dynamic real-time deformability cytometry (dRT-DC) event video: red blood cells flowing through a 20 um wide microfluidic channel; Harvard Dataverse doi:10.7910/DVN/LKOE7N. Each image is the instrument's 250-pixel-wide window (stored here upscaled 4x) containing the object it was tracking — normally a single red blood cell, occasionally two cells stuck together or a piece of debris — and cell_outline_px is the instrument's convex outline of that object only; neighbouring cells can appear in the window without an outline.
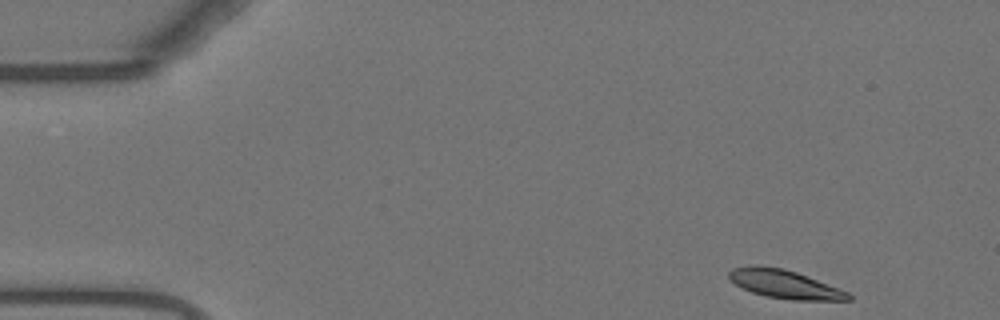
{"species": "Egyptian fruit bat (a non-hibernating species)", "species_latin": "Rousettus aegyptiacus", "temperature_condition": "warm", "stored_images_in_passage": 50, "camera_frame_rate_fps": 3000, "um_per_image_px": 0.085, "animal": {"sex": "female"}, "frame": {"image": 1, "passage_image": 1, "time_ms": 0.0, "image_size_px": [1000, 320], "cell_outline_px": [[852, 300], [792, 300], [764, 296], [740, 288], [728, 280], [728, 272], [732, 268], [752, 264], [760, 264], [784, 268], [796, 272], [840, 288], [848, 292], [852, 296]], "centroid_in_image_um": [66.63, 24.13], "position_along_channel_um": 18.4, "area_um2": 20.29}}
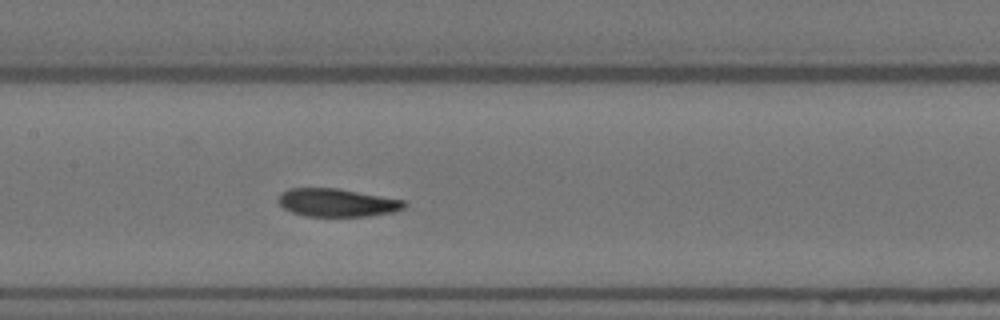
{"frame": {"image": 2, "passage_image": 22, "time_ms": 7.0, "image_size_px": [1000, 320], "cell_outline_px": [[408, 204], [404, 208], [392, 212], [368, 216], [304, 216], [292, 212], [284, 208], [276, 200], [280, 192], [288, 188], [336, 188], [404, 200]], "centroid_in_image_um": [28.61, 17.22], "position_along_channel_um": 178.8, "area_um2": 20.63}}
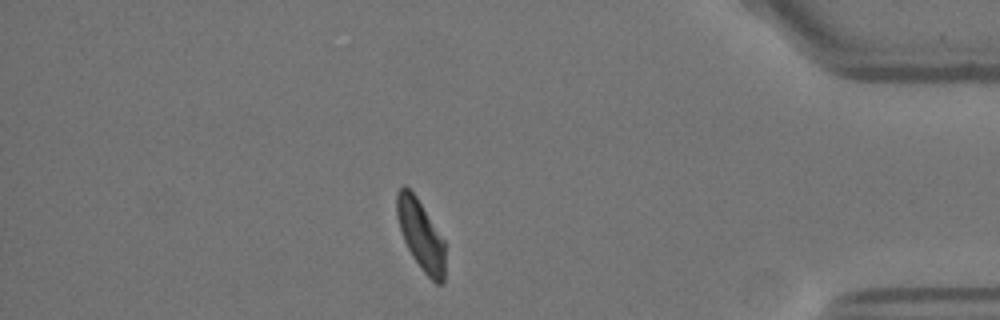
{"frame": {"image": 3, "passage_image": 43, "time_ms": 14.0, "image_size_px": [1000, 320], "cell_outline_px": [[444, 280], [440, 284], [436, 284], [420, 268], [412, 256], [404, 240], [396, 216], [396, 192], [404, 184], [416, 196], [444, 240]], "centroid_in_image_um": [35.74, 19.96], "position_along_channel_um": 399.5, "area_um2": 19.48}, "authors_computed_cell_mechanics": {"area_um2": 21.0103, "velocity_mm_per_s": 3.6781, "shape_relaxation_time_tau1_ms": 4.6984, "shape_relaxation_time_tau2_ms": 2.1555, "deformation_change_tau1": 0.1843, "deformation_change_tau2": 0.0743}}